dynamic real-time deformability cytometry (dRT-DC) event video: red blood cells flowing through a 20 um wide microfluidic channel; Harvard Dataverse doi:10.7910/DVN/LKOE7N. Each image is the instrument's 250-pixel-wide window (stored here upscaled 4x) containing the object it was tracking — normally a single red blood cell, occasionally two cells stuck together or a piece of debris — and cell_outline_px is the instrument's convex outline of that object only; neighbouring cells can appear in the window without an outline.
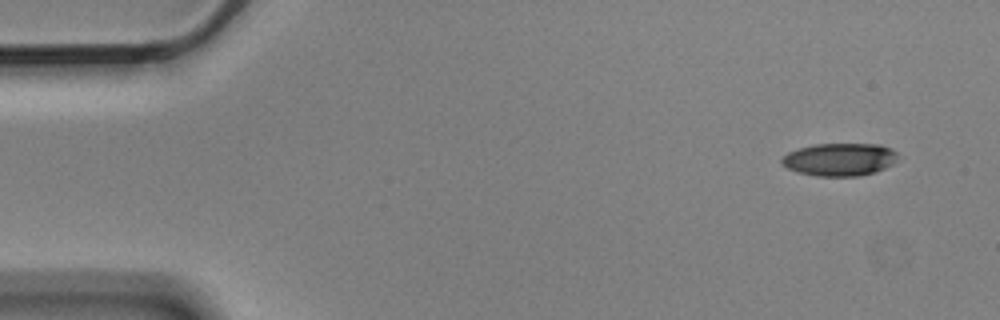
{"species": "Egyptian fruit bat (a non-hibernating species)", "species_latin": "Rousettus aegyptiacus", "temperature_condition": "cold", "stored_images_in_passage": 14, "camera_frame_rate_fps": 3000, "um_per_image_px": 0.085, "animal": {"sex": "male"}, "frame": {"image": 1, "passage_image": 1, "time_ms": 0.0, "image_size_px": [1000, 320], "cell_outline_px": [[896, 160], [892, 164], [876, 172], [860, 176], [816, 176], [796, 172], [780, 164], [780, 160], [788, 152], [800, 148], [816, 144], [880, 144], [896, 152]], "centroid_in_image_um": [71.34, 13.56], "position_along_channel_um": 13.7, "area_um2": 22.14}}
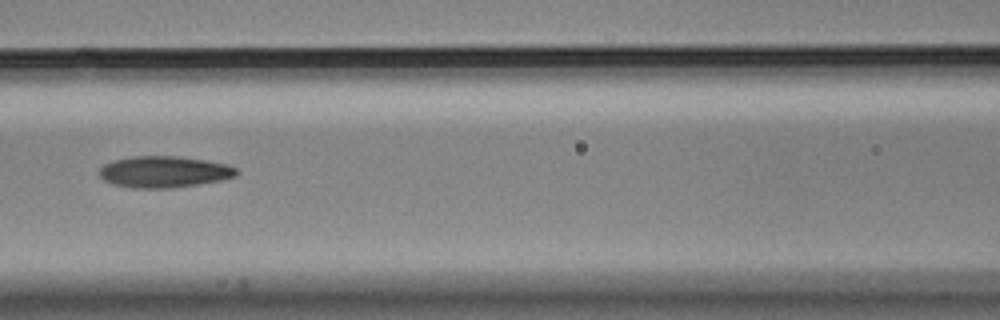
{"frame": {"image": 2, "passage_image": 6, "time_ms": 1.667, "image_size_px": [1000, 320], "cell_outline_px": [[240, 172], [236, 176], [220, 180], [172, 188], [132, 188], [112, 184], [104, 180], [100, 176], [100, 168], [104, 164], [116, 160], [132, 156], [176, 156], [204, 160], [224, 164], [236, 168]], "centroid_in_image_um": [13.93, 14.61], "position_along_channel_um": 152.7, "area_um2": 24.91}}
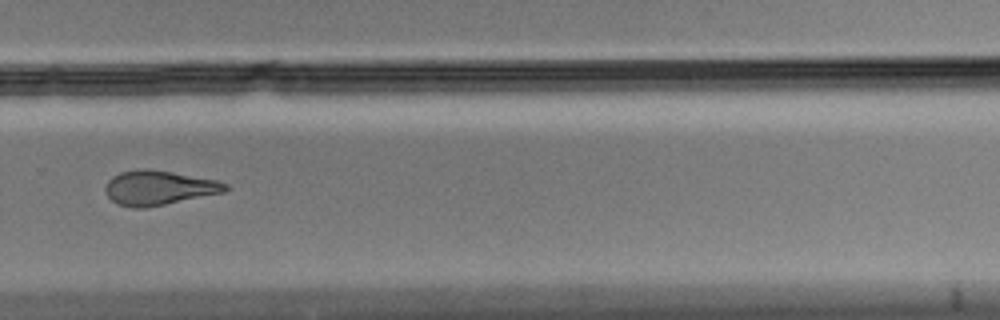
{"frame": {"image": 3, "passage_image": 10, "time_ms": 3.0, "image_size_px": [1000, 320], "cell_outline_px": [[228, 188], [224, 192], [144, 208], [132, 208], [120, 204], [112, 200], [108, 196], [104, 188], [108, 180], [112, 176], [120, 172], [144, 168], [172, 172], [216, 180], [228, 184]], "centroid_in_image_um": [13.47, 15.95], "position_along_channel_um": 316.3, "area_um2": 23.81}}